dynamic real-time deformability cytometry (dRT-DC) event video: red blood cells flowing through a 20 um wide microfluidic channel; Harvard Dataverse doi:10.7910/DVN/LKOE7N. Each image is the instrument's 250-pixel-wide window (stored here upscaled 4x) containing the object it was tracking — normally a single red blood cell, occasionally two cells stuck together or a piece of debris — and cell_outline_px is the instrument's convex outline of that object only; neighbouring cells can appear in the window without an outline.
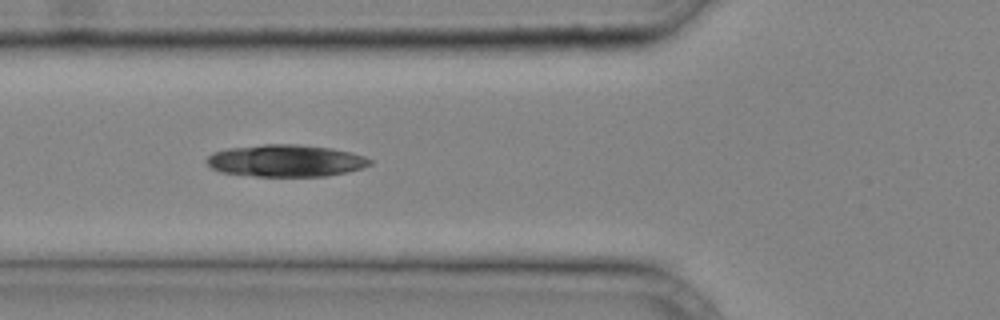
{"species": "common noctule bat (a hibernating species)", "species_latin": "Nyctalus noctula", "temperature_condition": "cold", "stored_images_in_passage": 29, "camera_frame_rate_fps": 3000, "um_per_image_px": 0.085, "animal": {"sex": "male", "body_mass_g": 20.4}, "frame": {"image": 1, "passage_image": 5, "time_ms": 1.333, "image_size_px": [1000, 320], "cell_outline_px": [[372, 164], [348, 172], [324, 176], [256, 176], [220, 172], [212, 168], [208, 164], [208, 156], [212, 152], [228, 148], [264, 144], [300, 144], [332, 148], [364, 156], [372, 160]], "centroid_in_image_um": [24.29, 13.65], "position_along_channel_um": 101.5, "area_um2": 30.4}}